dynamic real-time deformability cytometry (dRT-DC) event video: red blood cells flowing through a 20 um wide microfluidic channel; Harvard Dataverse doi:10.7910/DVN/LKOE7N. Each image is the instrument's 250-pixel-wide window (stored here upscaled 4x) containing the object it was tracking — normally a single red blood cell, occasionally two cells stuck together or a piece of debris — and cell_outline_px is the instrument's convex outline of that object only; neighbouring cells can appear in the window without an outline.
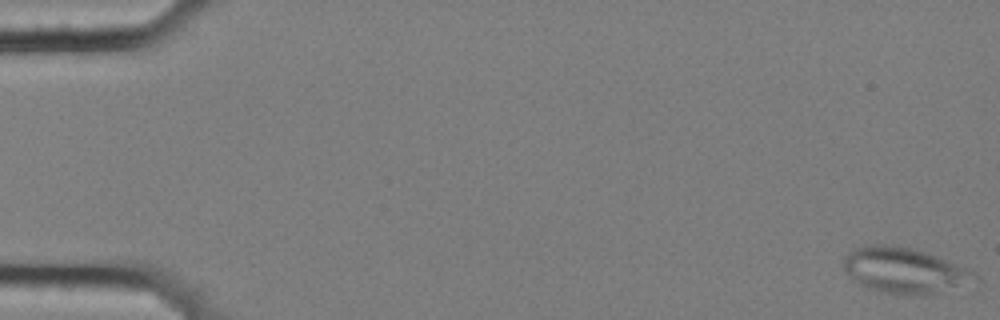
{"species": "common noctule bat (a hibernating species)", "species_latin": "Nyctalus noctula", "temperature_condition": "cold", "stored_images_in_passage": 59, "camera_frame_rate_fps": 3000, "um_per_image_px": 0.085, "animal": {"sex": "female", "body_mass_g": 25.1}, "frame": {"image": 1, "passage_image": 1, "time_ms": 0.0, "image_size_px": [1000, 320], "cell_outline_px": [[980, 280], [932, 296], [880, 292], [868, 288], [860, 284], [840, 264], [844, 256], [848, 252], [856, 248], [872, 244], [880, 244], [912, 248], [972, 268], [980, 276]], "centroid_in_image_um": [76.97, 23.0], "position_along_channel_um": 8.0, "area_um2": 35.32}}
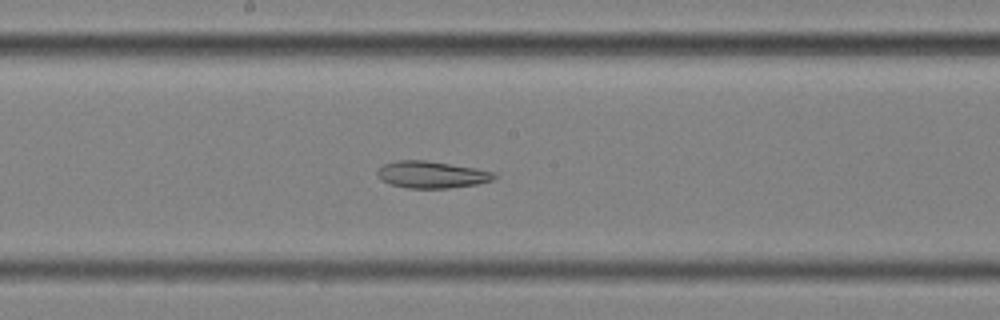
{"frame": {"image": 2, "passage_image": 32, "time_ms": 10.333, "image_size_px": [1000, 320], "cell_outline_px": [[500, 176], [492, 180], [476, 184], [448, 188], [408, 188], [392, 184], [380, 180], [376, 176], [376, 172], [384, 164], [396, 160], [424, 160], [476, 168], [496, 172]], "centroid_in_image_um": [36.71, 14.84], "position_along_channel_um": 211.5, "area_um2": 18.38}}
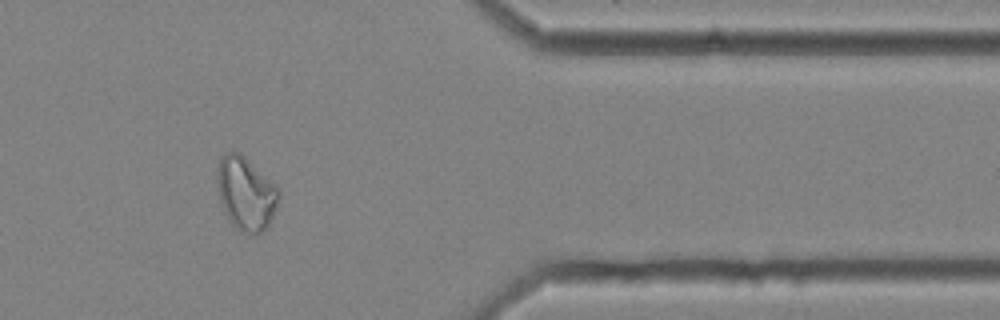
{"frame": {"image": 3, "passage_image": 49, "time_ms": 16.0, "image_size_px": [1000, 320], "cell_outline_px": [[280, 196], [276, 208], [268, 224], [256, 236], [252, 236], [236, 228], [232, 224], [220, 200], [216, 180], [216, 168], [220, 156], [232, 148], [240, 152], [276, 184], [280, 192]], "centroid_in_image_um": [20.89, 16.38], "position_along_channel_um": 390.5, "area_um2": 26.65}, "authors_computed_cell_mechanics": {"area_um2": 26.6458, "velocity_mm_per_s": 3.4718, "shape_relaxation_time_tau1_ms": null, "shape_relaxation_time_tau2_ms": 4.5323, "deformation_change_tau1": null, "deformation_change_tau2": 0.108}}